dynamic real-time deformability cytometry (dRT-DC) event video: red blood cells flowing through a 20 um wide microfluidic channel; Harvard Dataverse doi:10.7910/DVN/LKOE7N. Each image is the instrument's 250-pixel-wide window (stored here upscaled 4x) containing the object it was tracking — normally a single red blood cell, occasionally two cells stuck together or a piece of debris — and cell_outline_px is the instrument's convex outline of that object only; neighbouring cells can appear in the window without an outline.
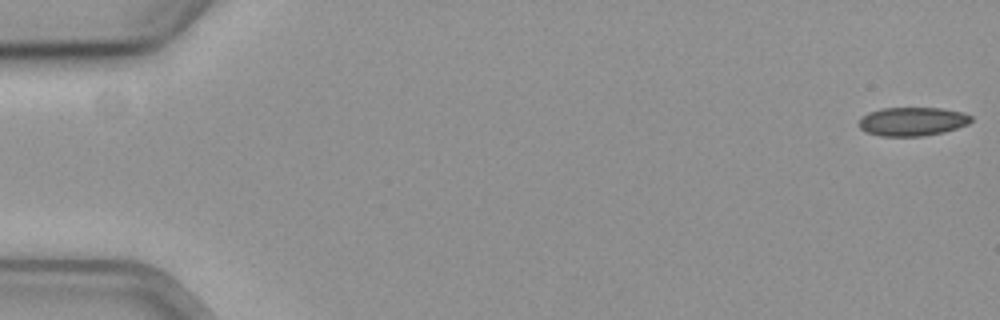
{"species": "common noctule bat (a hibernating species)", "species_latin": "Nyctalus noctula", "temperature_condition": "cold", "stored_images_in_passage": 57, "camera_frame_rate_fps": 3000, "um_per_image_px": 0.085, "animal": {"sex": "female", "body_mass_g": 19.3, "forearm_length_mm": 54.1}, "frame": {"image": 1, "passage_image": 1, "time_ms": 0.0, "image_size_px": [1000, 320], "cell_outline_px": [[972, 120], [968, 124], [944, 132], [920, 136], [880, 136], [864, 132], [860, 128], [860, 120], [868, 112], [880, 108], [940, 108], [960, 112], [972, 116]], "centroid_in_image_um": [77.53, 10.33], "position_along_channel_um": 7.5, "area_um2": 18.67}}
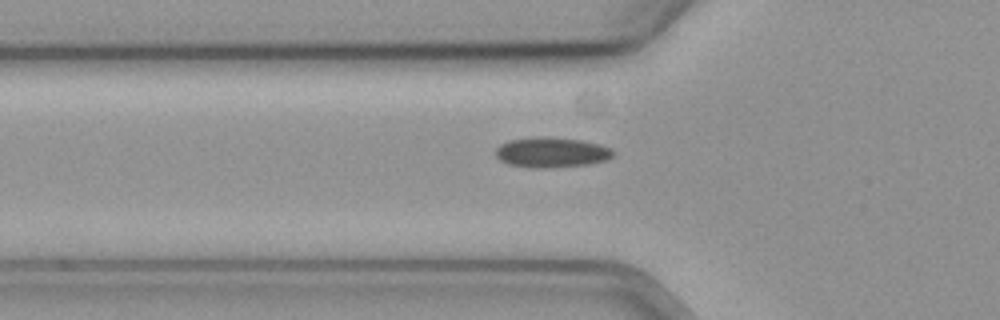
{"frame": {"image": 2, "passage_image": 20, "time_ms": 6.333, "image_size_px": [1000, 320], "cell_outline_px": [[612, 156], [604, 160], [588, 164], [540, 168], [532, 168], [508, 164], [500, 160], [496, 156], [496, 148], [500, 144], [508, 140], [536, 136], [544, 136], [580, 140], [600, 144], [612, 148]], "centroid_in_image_um": [46.83, 12.94], "position_along_channel_um": 79.0, "area_um2": 20.58}}
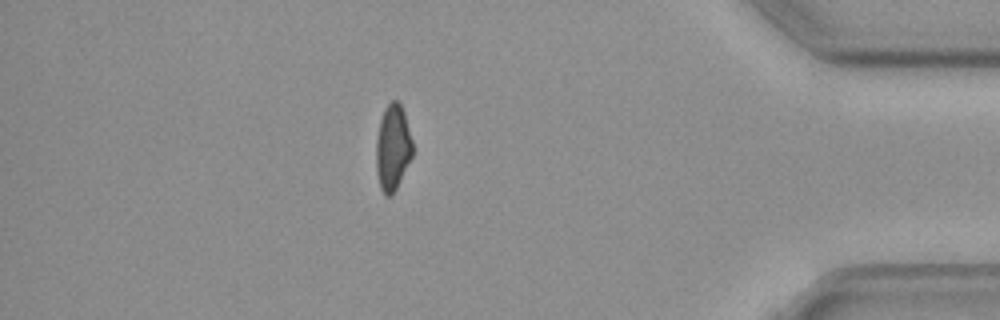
{"frame": {"image": 3, "passage_image": 50, "time_ms": 16.333, "image_size_px": [1000, 320], "cell_outline_px": [[412, 156], [392, 196], [384, 196], [380, 188], [376, 168], [376, 140], [380, 120], [384, 108], [392, 100], [396, 100], [400, 104], [404, 112], [412, 140]], "centroid_in_image_um": [33.37, 12.55], "position_along_channel_um": 401.8, "area_um2": 18.15}, "authors_computed_cell_mechanics": {"area_um2": 19.5942, "velocity_mm_per_s": 3.6445, "shape_relaxation_time_tau1_ms": null, "shape_relaxation_time_tau2_ms": 6.03, "deformation_change_tau1": null, "deformation_change_tau2": 0.1067}}